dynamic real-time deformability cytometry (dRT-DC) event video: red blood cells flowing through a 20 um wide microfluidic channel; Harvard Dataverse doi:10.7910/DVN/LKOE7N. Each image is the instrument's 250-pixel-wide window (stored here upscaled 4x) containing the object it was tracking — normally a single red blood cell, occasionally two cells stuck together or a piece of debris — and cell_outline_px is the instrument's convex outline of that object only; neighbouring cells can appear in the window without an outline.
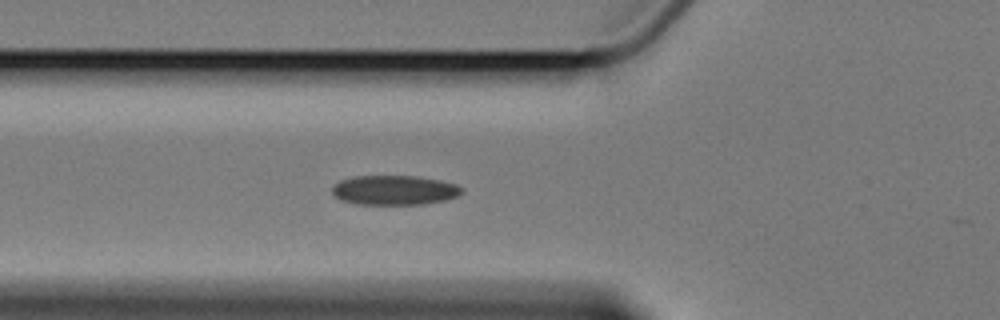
{"species": "Egyptian fruit bat (a non-hibernating species)", "species_latin": "Rousettus aegyptiacus", "temperature_condition": "cold", "stored_images_in_passage": 2, "camera_frame_rate_fps": 3000, "um_per_image_px": 0.085, "animal": {"sex": "female"}, "frame": {"image": 1, "passage_image": 2, "time_ms": 1.0, "image_size_px": [1000, 320], "cell_outline_px": [[464, 192], [460, 196], [444, 200], [424, 204], [356, 204], [340, 200], [332, 196], [332, 184], [340, 180], [356, 176], [416, 176], [440, 180], [456, 184], [464, 188]], "centroid_in_image_um": [33.52, 16.16], "position_along_channel_um": 92.3, "area_um2": 22.66}}